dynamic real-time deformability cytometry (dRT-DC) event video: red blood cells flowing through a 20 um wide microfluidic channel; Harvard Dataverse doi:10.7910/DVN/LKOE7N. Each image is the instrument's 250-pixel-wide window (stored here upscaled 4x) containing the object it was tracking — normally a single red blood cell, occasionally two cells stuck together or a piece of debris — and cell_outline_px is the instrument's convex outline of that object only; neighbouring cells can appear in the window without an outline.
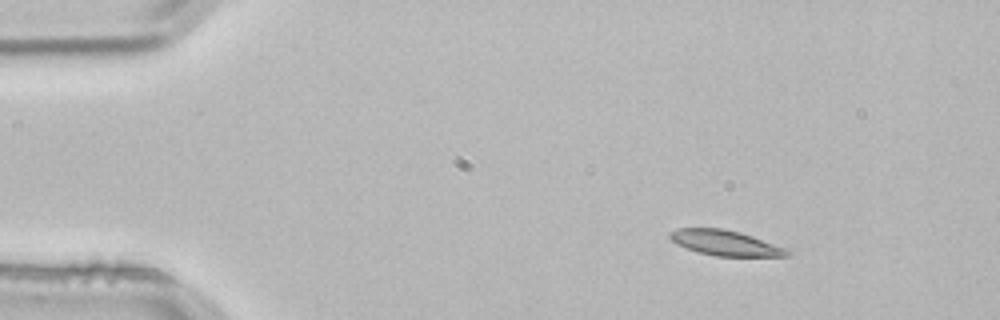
{"species": "common noctule bat (a hibernating species)", "species_latin": "Nyctalus noctula", "temperature_condition": "room temperature", "stored_images_in_passage": 3, "camera_frame_rate_fps": 3000, "um_per_image_px": 0.085, "animal": {"sex": "male", "body_mass_g": 21.5, "forearm_length_mm": 52.0}, "frame": {"image": 1, "passage_image": 1, "time_ms": 0.0, "image_size_px": [1000, 320], "cell_outline_px": [[792, 256], [716, 256], [696, 252], [676, 244], [668, 236], [668, 232], [676, 228], [720, 228], [740, 232], [788, 248], [792, 252]], "centroid_in_image_um": [61.66, 20.65], "position_along_channel_um": 23.3, "area_um2": 17.51}}